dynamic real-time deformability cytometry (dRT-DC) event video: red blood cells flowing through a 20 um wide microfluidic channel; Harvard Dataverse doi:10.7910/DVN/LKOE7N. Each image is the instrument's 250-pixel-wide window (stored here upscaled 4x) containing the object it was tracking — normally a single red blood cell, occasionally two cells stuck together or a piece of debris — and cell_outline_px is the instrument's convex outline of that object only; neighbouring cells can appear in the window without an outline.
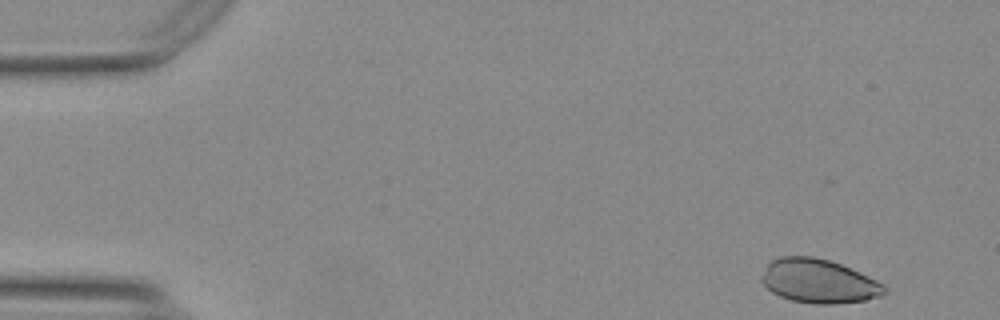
{"species": "Egyptian fruit bat (a non-hibernating species)", "species_latin": "Rousettus aegyptiacus", "temperature_condition": "warm", "stored_images_in_passage": 21, "camera_frame_rate_fps": 3000, "um_per_image_px": 0.085, "animal": {"sex": "female"}, "frame": {"image": 1, "passage_image": 1, "time_ms": 0.0, "image_size_px": [1000, 320], "cell_outline_px": [[884, 292], [880, 296], [864, 300], [832, 304], [812, 304], [792, 300], [780, 296], [772, 292], [760, 280], [768, 264], [772, 260], [780, 256], [812, 256], [828, 260], [840, 264], [876, 280], [884, 284]], "centroid_in_image_um": [69.56, 23.9], "position_along_channel_um": 15.4, "area_um2": 30.98}}
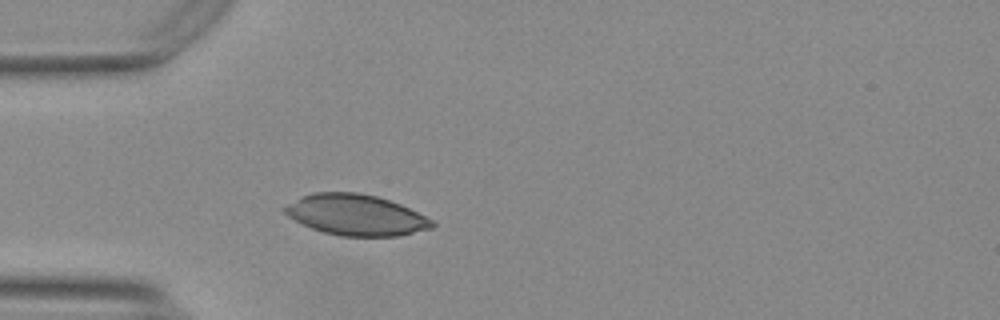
{"frame": {"image": 2, "passage_image": 13, "time_ms": 4.0, "image_size_px": [1000, 320], "cell_outline_px": [[436, 224], [432, 228], [400, 236], [340, 236], [324, 232], [312, 228], [288, 216], [280, 208], [312, 192], [356, 192], [376, 196], [400, 204], [432, 220]], "centroid_in_image_um": [30.25, 18.27], "position_along_channel_um": 54.7, "area_um2": 34.8}}
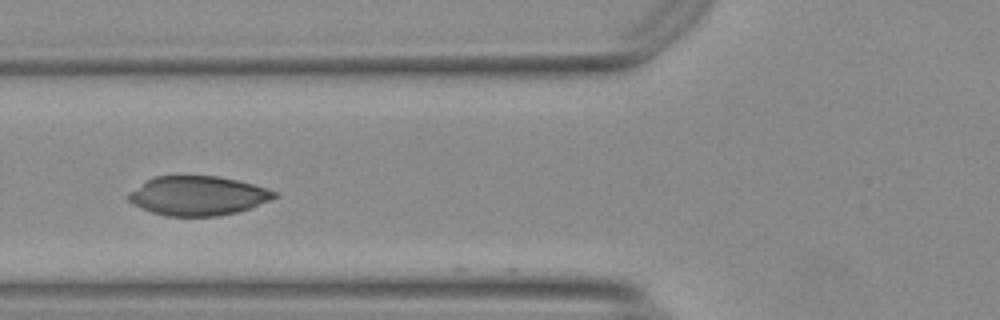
{"frame": {"image": 3, "passage_image": 18, "time_ms": 5.667, "image_size_px": [1000, 320], "cell_outline_px": [[280, 196], [248, 208], [236, 212], [220, 216], [164, 216], [152, 212], [132, 204], [128, 200], [128, 192], [152, 176], [220, 176], [252, 184], [276, 192]], "centroid_in_image_um": [16.77, 16.64], "position_along_channel_um": 109.0, "area_um2": 33.29}}